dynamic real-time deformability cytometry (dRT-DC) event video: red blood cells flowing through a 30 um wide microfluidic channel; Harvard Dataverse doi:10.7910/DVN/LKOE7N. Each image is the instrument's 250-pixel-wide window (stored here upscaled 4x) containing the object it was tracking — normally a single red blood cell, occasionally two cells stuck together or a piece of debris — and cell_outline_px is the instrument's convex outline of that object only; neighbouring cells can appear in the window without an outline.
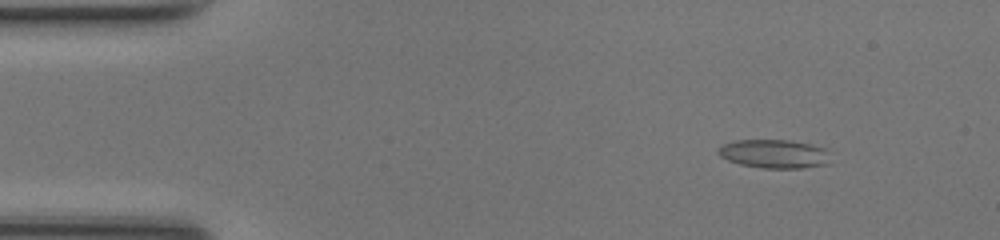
{"species": "common noctule bat (a hibernating species)", "species_latin": "Nyctalus noctula", "temperature_condition": "room temperature", "stored_images_in_passage": 48, "camera_frame_rate_fps": 3000, "um_per_image_px": 0.085, "animal": {"sex": "female", "body_mass_g": 17.0, "forearm_length_mm": 48.0}, "frame": {"image": 1, "passage_image": 5, "time_ms": 1.333, "image_size_px": [1000, 240], "cell_outline_px": [[832, 164], [804, 168], [760, 168], [740, 164], [728, 160], [720, 156], [716, 152], [724, 144], [736, 140], [784, 140], [808, 144], [824, 148]], "centroid_in_image_um": [65.81, 13.1], "position_along_channel_um": 19.2, "area_um2": 18.67}}
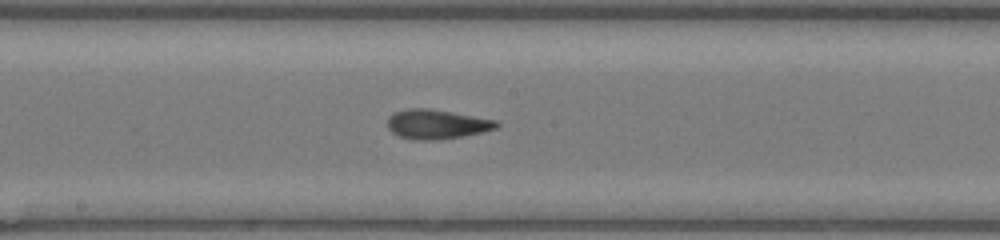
{"frame": {"image": 2, "passage_image": 25, "time_ms": 8.0, "image_size_px": [1000, 240], "cell_outline_px": [[500, 124], [496, 128], [464, 136], [436, 140], [412, 140], [400, 136], [392, 132], [388, 128], [388, 116], [396, 112], [412, 108], [428, 108], [452, 112], [496, 120]], "centroid_in_image_um": [37.11, 10.56], "position_along_channel_um": 211.1, "area_um2": 18.55}}
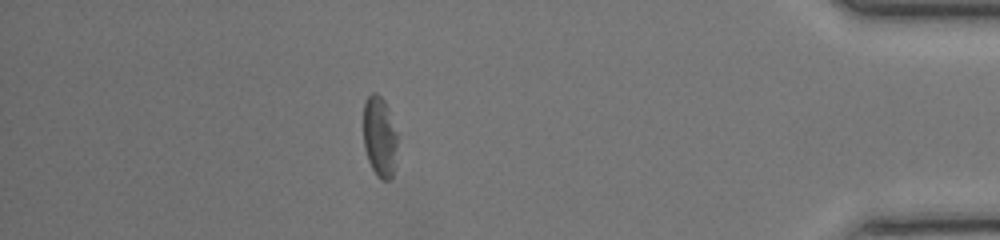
{"frame": {"image": 3, "passage_image": 42, "time_ms": 13.667, "image_size_px": [1000, 240], "cell_outline_px": [[396, 164], [392, 176], [388, 180], [380, 180], [376, 176], [368, 160], [364, 148], [364, 104], [368, 96], [372, 92], [376, 92], [384, 100], [396, 132]], "centroid_in_image_um": [32.26, 11.66], "position_along_channel_um": 402.9, "area_um2": 15.9}, "authors_computed_cell_mechanics": {"area_um2": 18.3226, "velocity_mm_per_s": 4.2416, "shape_relaxation_time_tau1_ms": 3.5414, "shape_relaxation_time_tau2_ms": 2.8093, "deformation_change_tau1": 0.1409, "deformation_change_tau2": 0.1015}}